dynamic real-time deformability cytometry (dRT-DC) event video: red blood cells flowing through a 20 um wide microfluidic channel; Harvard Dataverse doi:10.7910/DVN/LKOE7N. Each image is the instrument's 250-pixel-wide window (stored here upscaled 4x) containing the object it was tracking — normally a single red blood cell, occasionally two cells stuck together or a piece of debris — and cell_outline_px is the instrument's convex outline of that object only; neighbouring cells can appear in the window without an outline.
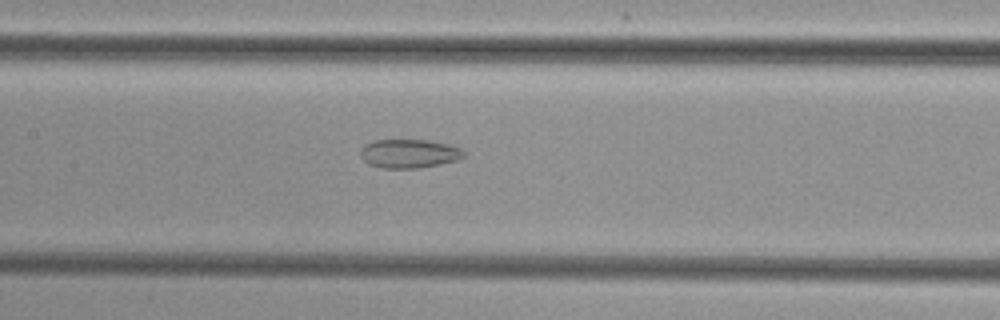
{"species": "common noctule bat (a hibernating species)", "species_latin": "Nyctalus noctula", "temperature_condition": "cold", "stored_images_in_passage": 38, "camera_frame_rate_fps": 3000, "um_per_image_px": 0.085, "animal": {"sex": "female", "body_mass_g": 29.2, "forearm_length_mm": 56.3}, "frame": {"image": 1, "passage_image": 12, "time_ms": 3.667, "image_size_px": [1000, 320], "cell_outline_px": [[464, 156], [456, 160], [416, 168], [384, 168], [368, 164], [360, 156], [360, 152], [364, 144], [376, 140], [428, 140], [448, 144], [460, 148], [464, 152]], "centroid_in_image_um": [34.73, 13.04], "position_along_channel_um": 172.7, "area_um2": 17.11}}
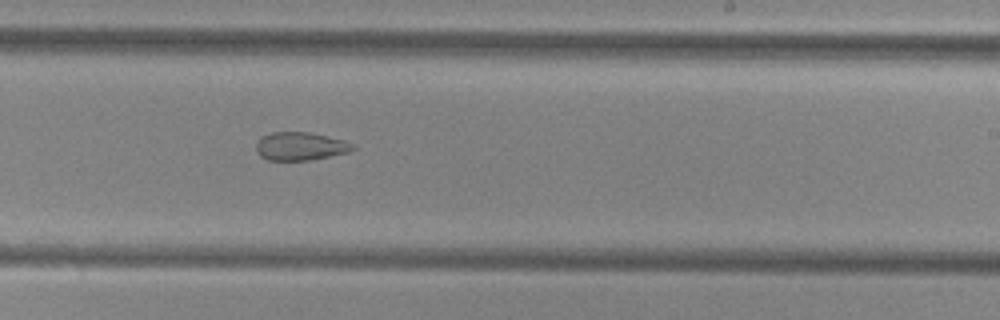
{"frame": {"image": 2, "passage_image": 19, "time_ms": 6.0, "image_size_px": [1000, 320], "cell_outline_px": [[356, 148], [348, 152], [312, 160], [268, 160], [260, 156], [256, 152], [256, 144], [260, 136], [272, 132], [308, 132], [344, 140], [352, 144]], "centroid_in_image_um": [25.49, 12.43], "position_along_channel_um": 263.5, "area_um2": 15.9}}
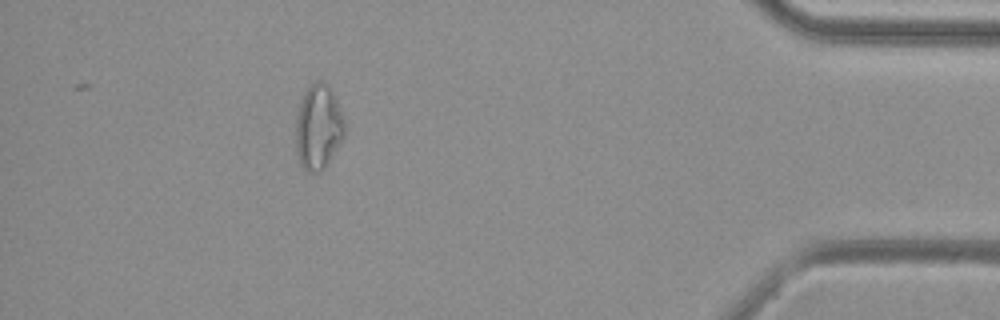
{"frame": {"image": 3, "passage_image": 34, "time_ms": 11.0, "image_size_px": [1000, 320], "cell_outline_px": [[344, 136], [324, 168], [320, 172], [308, 172], [300, 164], [296, 152], [296, 120], [300, 100], [308, 84], [316, 80], [324, 80], [328, 84], [340, 108], [344, 120]], "centroid_in_image_um": [27.04, 10.76], "position_along_channel_um": 408.2, "area_um2": 24.22}}